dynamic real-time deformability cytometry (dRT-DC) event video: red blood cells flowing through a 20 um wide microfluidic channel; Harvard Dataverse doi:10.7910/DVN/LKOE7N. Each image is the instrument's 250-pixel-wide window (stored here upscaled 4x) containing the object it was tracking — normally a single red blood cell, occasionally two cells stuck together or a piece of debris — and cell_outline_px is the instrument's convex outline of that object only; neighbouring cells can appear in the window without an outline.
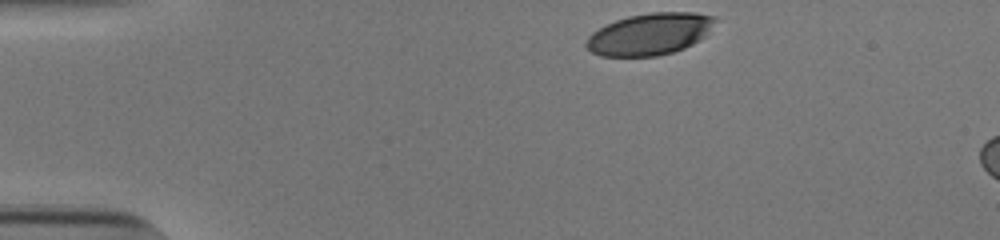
{"species": "human", "species_latin": "Homo sapiens", "temperature_condition": "cold", "stored_images_in_passage": 8, "camera_frame_rate_fps": 3000, "um_per_image_px": 0.085, "donor": {"sex": "male"}, "frame": {"image": 1, "passage_image": 1, "time_ms": 0.0, "image_size_px": [1000, 240], "cell_outline_px": [[720, 20], [700, 40], [684, 48], [672, 52], [656, 56], [600, 56], [592, 52], [584, 44], [588, 36], [592, 32], [616, 20], [628, 16], [652, 12], [696, 12], [716, 16]], "centroid_in_image_um": [55.28, 2.88], "position_along_channel_um": 29.7, "area_um2": 31.56}}